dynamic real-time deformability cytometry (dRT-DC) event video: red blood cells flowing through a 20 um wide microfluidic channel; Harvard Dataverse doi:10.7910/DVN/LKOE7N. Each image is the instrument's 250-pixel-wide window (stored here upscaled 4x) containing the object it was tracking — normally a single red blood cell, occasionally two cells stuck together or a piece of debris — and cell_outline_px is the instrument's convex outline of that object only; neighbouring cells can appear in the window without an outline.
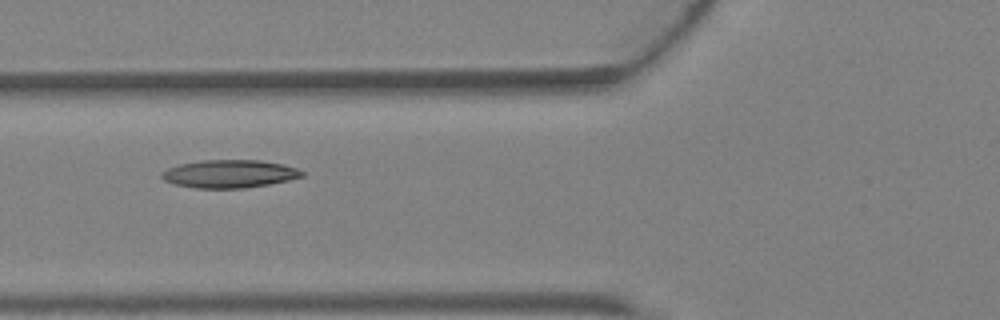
{"species": "Egyptian fruit bat (a non-hibernating species)", "species_latin": "Rousettus aegyptiacus", "temperature_condition": "warm", "stored_images_in_passage": 2, "camera_frame_rate_fps": 3000, "um_per_image_px": 0.085, "animal": {"sex": "female"}, "frame": {"image": 1, "passage_image": 2, "time_ms": 0.333, "image_size_px": [1000, 320], "cell_outline_px": [[304, 176], [288, 180], [268, 184], [244, 188], [196, 188], [172, 184], [164, 180], [160, 176], [160, 172], [168, 168], [180, 164], [200, 160], [260, 160], [284, 164], [296, 168], [304, 172]], "centroid_in_image_um": [19.47, 14.77], "position_along_channel_um": 106.3, "area_um2": 22.95}}